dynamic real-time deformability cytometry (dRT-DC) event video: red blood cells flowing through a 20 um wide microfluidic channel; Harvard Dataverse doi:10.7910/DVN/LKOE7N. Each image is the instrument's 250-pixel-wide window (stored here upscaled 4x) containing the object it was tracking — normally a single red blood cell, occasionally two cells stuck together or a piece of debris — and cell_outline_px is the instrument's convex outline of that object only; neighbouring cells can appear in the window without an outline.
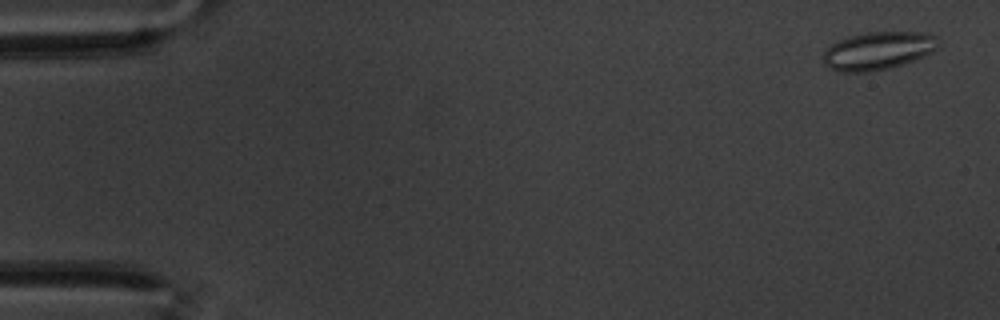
{"species": "common noctule bat (a hibernating species)", "species_latin": "Nyctalus noctula", "temperature_condition": "warm", "stored_images_in_passage": 60, "camera_frame_rate_fps": 3000, "um_per_image_px": 0.085, "animal": {"sex": "male", "body_mass_g": 20.1, "forearm_length_mm": 53.5}, "frame": {"image": 1, "passage_image": 3, "time_ms": 0.667, "image_size_px": [1000, 320], "cell_outline_px": [[940, 48], [924, 56], [888, 68], [868, 72], [844, 72], [832, 68], [824, 64], [824, 52], [832, 44], [848, 36], [868, 32], [928, 32], [936, 36]], "centroid_in_image_um": [74.68, 4.29], "position_along_channel_um": 10.3, "area_um2": 25.26}}
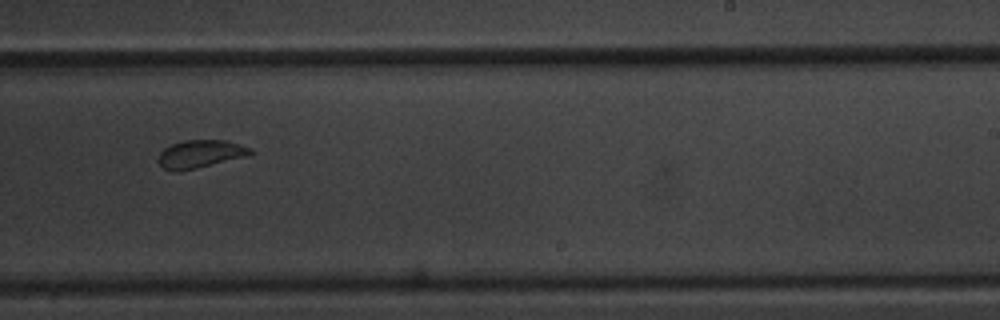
{"frame": {"image": 2, "passage_image": 38, "time_ms": 12.333, "image_size_px": [1000, 320], "cell_outline_px": [[256, 152], [252, 156], [180, 172], [176, 172], [164, 168], [156, 160], [160, 152], [164, 148], [172, 144], [184, 140], [224, 140], [252, 148]], "centroid_in_image_um": [17.08, 13.1], "position_along_channel_um": 271.9, "area_um2": 15.43}}
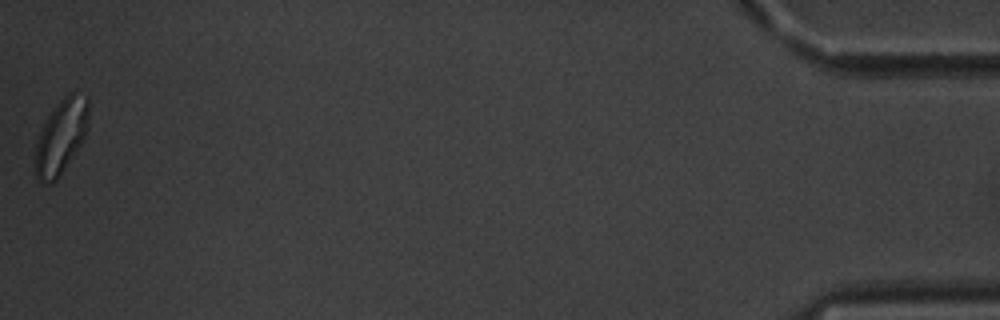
{"frame": {"image": 3, "passage_image": 60, "time_ms": 19.667, "image_size_px": [1000, 320], "cell_outline_px": [[88, 128], [80, 144], [56, 180], [52, 184], [40, 184], [36, 176], [36, 144], [40, 132], [48, 116], [60, 100], [68, 92], [72, 92], [88, 96]], "centroid_in_image_um": [5.19, 11.6], "position_along_channel_um": 430.0, "area_um2": 22.77}, "authors_computed_cell_mechanics": {"area_um2": 17.6579, "velocity_mm_per_s": 3.4056, "shape_relaxation_time_tau1_ms": null, "shape_relaxation_time_tau2_ms": 1.1258, "deformation_change_tau1": null, "deformation_change_tau2": 0.0726}}